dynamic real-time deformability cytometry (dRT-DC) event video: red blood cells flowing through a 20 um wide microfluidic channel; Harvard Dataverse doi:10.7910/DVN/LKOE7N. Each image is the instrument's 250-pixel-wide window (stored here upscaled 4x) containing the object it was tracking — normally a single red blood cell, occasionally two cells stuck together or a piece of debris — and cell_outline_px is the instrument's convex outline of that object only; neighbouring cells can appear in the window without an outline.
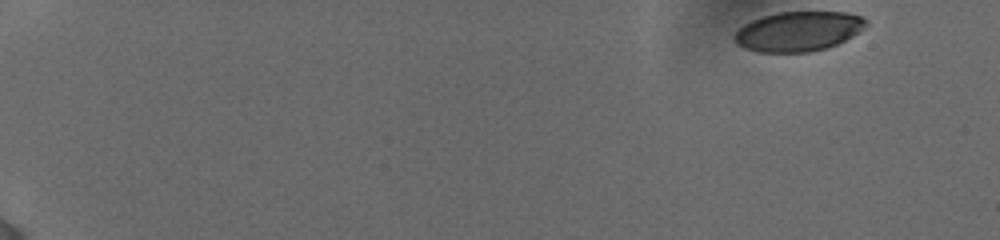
{"species": "human", "species_latin": "Homo sapiens", "temperature_condition": "cold", "stored_images_in_passage": 17, "camera_frame_rate_fps": 3000, "um_per_image_px": 0.085, "donor": {"sex": "female"}, "frame": {"image": 1, "passage_image": 1, "time_ms": 0.0, "image_size_px": [1000, 240], "cell_outline_px": [[868, 24], [864, 28], [852, 36], [836, 44], [824, 48], [808, 52], [756, 52], [744, 48], [736, 44], [736, 32], [744, 24], [752, 20], [764, 16], [780, 12], [844, 12], [860, 16], [868, 20]], "centroid_in_image_um": [67.87, 2.66], "position_along_channel_um": 17.1, "area_um2": 30.17}}
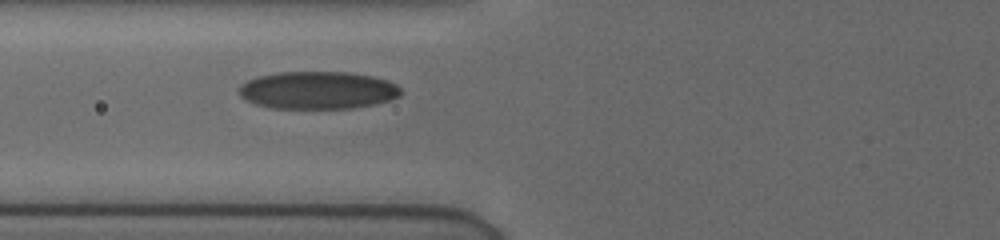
{"frame": {"image": 2, "passage_image": 15, "time_ms": 6.667, "image_size_px": [1000, 240], "cell_outline_px": [[400, 96], [376, 104], [352, 108], [268, 108], [244, 100], [240, 96], [240, 84], [248, 80], [260, 76], [280, 72], [348, 72], [372, 76], [388, 80], [396, 84], [400, 88]], "centroid_in_image_um": [27.01, 7.67], "position_along_channel_um": 98.8, "area_um2": 35.49}}
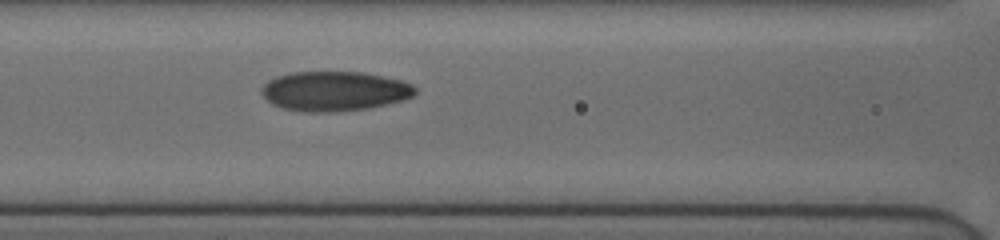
{"frame": {"image": 3, "passage_image": 17, "time_ms": 7.667, "image_size_px": [1000, 240], "cell_outline_px": [[416, 92], [412, 96], [404, 100], [368, 108], [332, 112], [304, 112], [280, 108], [272, 104], [260, 92], [260, 88], [268, 80], [276, 76], [292, 72], [364, 72], [384, 76], [400, 80], [412, 84], [416, 88]], "centroid_in_image_um": [28.41, 7.75], "position_along_channel_um": 138.2, "area_um2": 35.72}}